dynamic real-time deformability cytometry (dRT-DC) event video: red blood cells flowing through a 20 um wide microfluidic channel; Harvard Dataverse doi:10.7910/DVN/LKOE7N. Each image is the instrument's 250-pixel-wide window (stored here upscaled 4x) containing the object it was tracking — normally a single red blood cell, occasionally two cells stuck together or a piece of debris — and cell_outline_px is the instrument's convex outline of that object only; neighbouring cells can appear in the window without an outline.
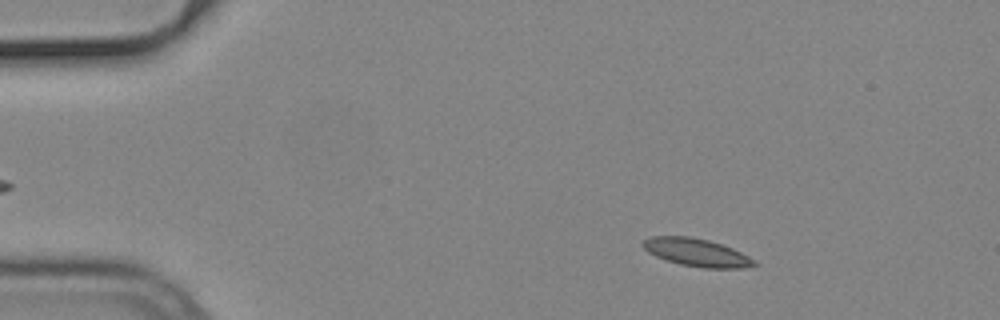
{"species": "common noctule bat (a hibernating species)", "species_latin": "Nyctalus noctula", "temperature_condition": "cold", "stored_images_in_passage": 54, "camera_frame_rate_fps": 3000, "um_per_image_px": 0.085, "animal": {"sex": "male", "body_mass_g": 19.2, "forearm_length_mm": 51.8}, "frame": {"image": 1, "passage_image": 8, "time_ms": 2.333, "image_size_px": [1000, 320], "cell_outline_px": [[760, 264], [744, 268], [704, 268], [680, 264], [656, 256], [648, 252], [640, 244], [648, 236], [688, 236], [708, 240], [732, 248], [756, 260]], "centroid_in_image_um": [59.22, 21.46], "position_along_channel_um": 25.8, "area_um2": 18.03}}
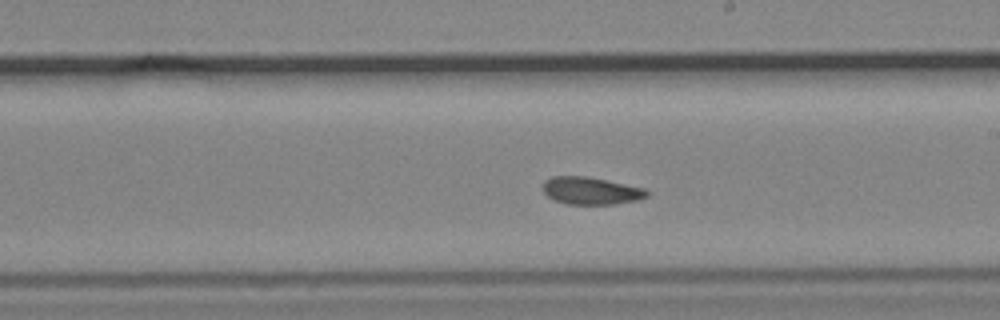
{"frame": {"image": 2, "passage_image": 31, "time_ms": 10.0, "image_size_px": [1000, 320], "cell_outline_px": [[648, 196], [636, 200], [612, 204], [568, 204], [552, 200], [540, 188], [544, 180], [552, 176], [588, 176], [644, 188], [648, 192]], "centroid_in_image_um": [50.16, 16.2], "position_along_channel_um": 238.8, "area_um2": 16.7}}
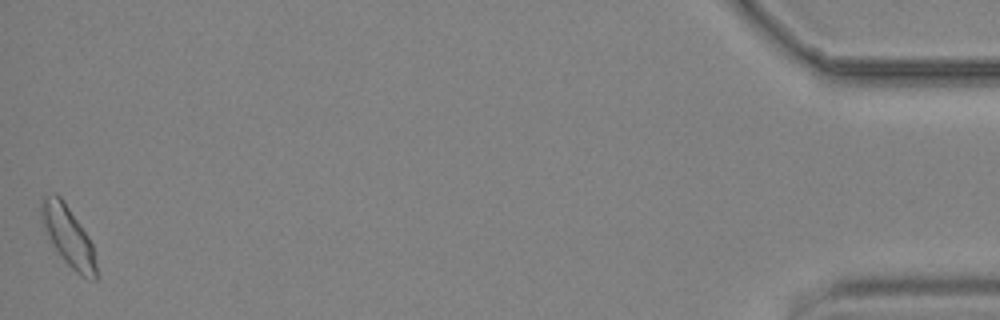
{"frame": {"image": 3, "passage_image": 54, "time_ms": 17.667, "image_size_px": [1000, 320], "cell_outline_px": [[100, 276], [96, 280], [88, 280], [80, 276], [64, 260], [56, 248], [44, 224], [40, 208], [40, 204], [44, 196], [52, 192], [56, 192], [60, 196], [88, 236], [92, 244]], "centroid_in_image_um": [5.87, 20.12], "position_along_channel_um": 429.3, "area_um2": 18.84}, "authors_computed_cell_mechanics": {"area_um2": 17.2822, "velocity_mm_per_s": 3.7438, "shape_relaxation_time_tau1_ms": null, "shape_relaxation_time_tau2_ms": 3.8194, "deformation_change_tau1": null, "deformation_change_tau2": 0.0809}}